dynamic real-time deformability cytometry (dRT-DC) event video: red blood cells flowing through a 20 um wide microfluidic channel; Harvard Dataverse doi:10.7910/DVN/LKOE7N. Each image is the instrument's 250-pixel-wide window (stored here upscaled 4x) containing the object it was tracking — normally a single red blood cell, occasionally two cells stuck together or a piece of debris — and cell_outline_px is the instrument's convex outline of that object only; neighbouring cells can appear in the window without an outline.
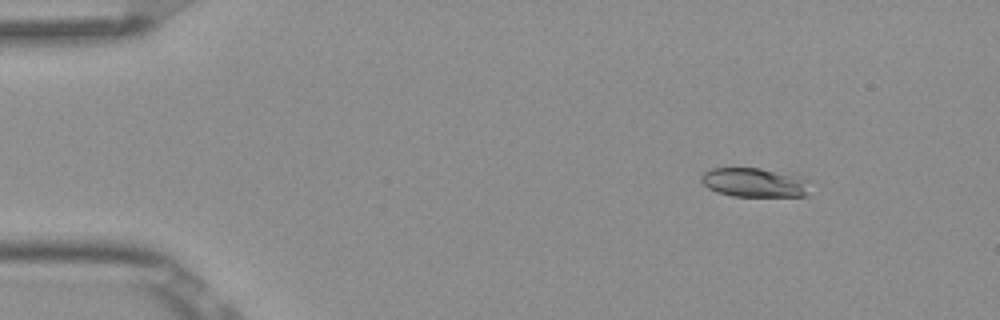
{"species": "Egyptian fruit bat (a non-hibernating species)", "species_latin": "Rousettus aegyptiacus", "temperature_condition": "room temperature", "stored_images_in_passage": 4, "camera_frame_rate_fps": 3000, "um_per_image_px": 0.085, "frame": {"image": 1, "passage_image": 2, "time_ms": 0.333, "image_size_px": [1000, 320], "cell_outline_px": [[812, 180], [808, 196], [732, 196], [716, 192], [708, 188], [700, 180], [700, 176], [704, 172], [712, 168], [760, 168], [800, 176]], "centroid_in_image_um": [64.18, 15.52], "position_along_channel_um": 20.8, "area_um2": 18.84}}